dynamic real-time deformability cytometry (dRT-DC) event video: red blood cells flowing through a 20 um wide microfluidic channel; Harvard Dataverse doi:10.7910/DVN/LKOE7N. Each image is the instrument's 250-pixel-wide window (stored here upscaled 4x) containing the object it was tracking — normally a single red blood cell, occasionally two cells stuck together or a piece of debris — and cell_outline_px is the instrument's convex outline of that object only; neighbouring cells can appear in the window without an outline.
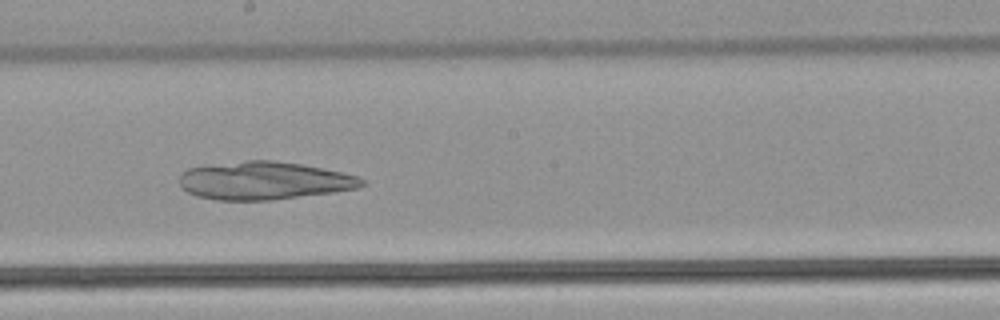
{"species": "common noctule bat (a hibernating species)", "species_latin": "Nyctalus noctula", "temperature_condition": "warm", "stored_images_in_passage": 36, "camera_frame_rate_fps": 3000, "um_per_image_px": 0.085, "animal": {"sex": "male", "body_mass_g": 21.5, "forearm_length_mm": 52.0}, "frame": {"image": 1, "passage_image": 14, "time_ms": 4.333, "image_size_px": [1000, 320], "cell_outline_px": [[368, 184], [356, 188], [332, 192], [272, 200], [216, 200], [196, 196], [180, 188], [180, 176], [188, 168], [248, 160], [272, 160], [300, 164], [340, 172], [356, 176], [364, 180]], "centroid_in_image_um": [22.43, 15.36], "position_along_channel_um": 225.8, "area_um2": 40.0}}
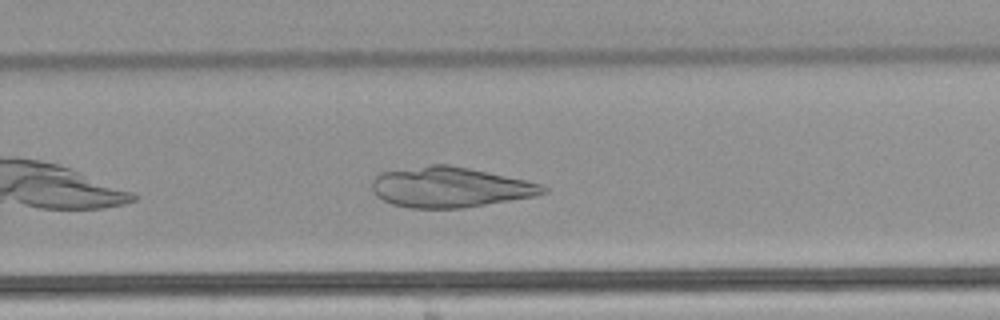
{"frame": {"image": 2, "passage_image": 19, "time_ms": 6.0, "image_size_px": [1000, 320], "cell_outline_px": [[548, 192], [532, 196], [460, 208], [408, 208], [392, 204], [376, 196], [372, 192], [372, 180], [380, 172], [432, 164], [448, 164], [468, 168], [524, 180], [540, 184], [548, 188]], "centroid_in_image_um": [38.18, 15.91], "position_along_channel_um": 291.6, "area_um2": 39.77}}